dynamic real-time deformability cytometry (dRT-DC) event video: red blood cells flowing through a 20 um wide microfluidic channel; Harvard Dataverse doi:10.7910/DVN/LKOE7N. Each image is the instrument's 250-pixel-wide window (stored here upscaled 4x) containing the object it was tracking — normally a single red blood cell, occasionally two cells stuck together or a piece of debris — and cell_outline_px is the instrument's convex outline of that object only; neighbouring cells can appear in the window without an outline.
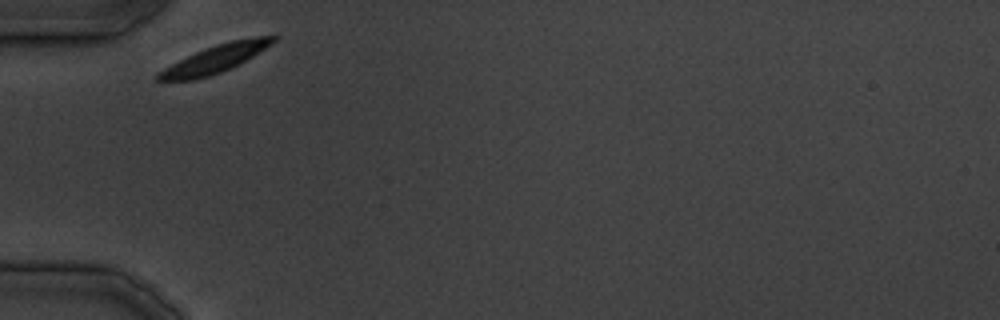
{"species": "common noctule bat (a hibernating species)", "species_latin": "Nyctalus noctula", "temperature_condition": "cold", "stored_images_in_passage": 21, "camera_frame_rate_fps": 3000, "um_per_image_px": 0.085, "animal": {"sex": "male", "body_mass_g": 19.5, "forearm_length_mm": 54.6}, "frame": {"image": 1, "passage_image": 1, "time_ms": 0.0, "image_size_px": [1000, 320], "cell_outline_px": [[276, 40], [272, 44], [252, 56], [220, 72], [208, 76], [192, 80], [156, 80], [156, 72], [204, 48], [216, 44], [232, 40], [252, 36], [276, 36]], "centroid_in_image_um": [18.27, 4.99], "position_along_channel_um": 66.7, "area_um2": 18.09}}
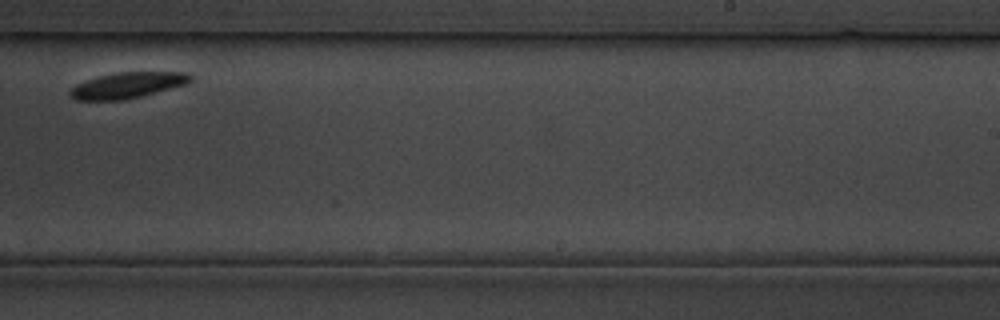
{"frame": {"image": 2, "passage_image": 15, "time_ms": 17.0, "image_size_px": [1000, 320], "cell_outline_px": [[192, 80], [188, 84], [124, 100], [72, 100], [68, 96], [68, 92], [76, 84], [100, 76], [116, 72], [184, 72], [192, 76]], "centroid_in_image_um": [10.82, 7.25], "position_along_channel_um": 278.2, "area_um2": 18.15}}
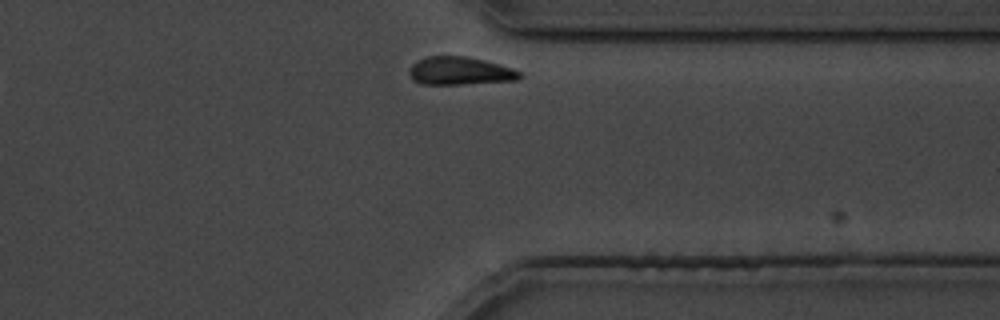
{"frame": {"image": 3, "passage_image": 21, "time_ms": 24.333, "image_size_px": [1000, 320], "cell_outline_px": [[524, 76], [520, 80], [456, 84], [420, 84], [412, 80], [408, 72], [412, 64], [428, 56], [464, 56], [484, 60], [512, 68], [520, 72]], "centroid_in_image_um": [39.1, 6.04], "position_along_channel_um": 372.3, "area_um2": 17.98}}